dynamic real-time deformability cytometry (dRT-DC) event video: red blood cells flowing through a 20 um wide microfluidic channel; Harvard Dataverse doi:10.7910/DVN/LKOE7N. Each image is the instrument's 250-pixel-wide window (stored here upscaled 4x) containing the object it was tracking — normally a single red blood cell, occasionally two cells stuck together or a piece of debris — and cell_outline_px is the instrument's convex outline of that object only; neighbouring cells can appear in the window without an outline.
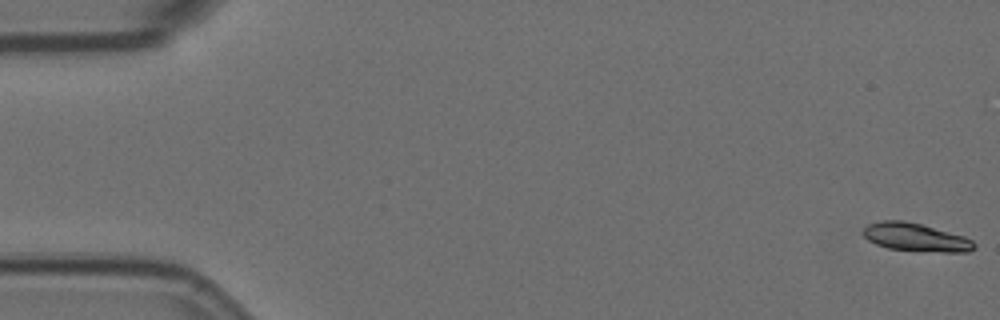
{"species": "Egyptian fruit bat (a non-hibernating species)", "species_latin": "Rousettus aegyptiacus", "temperature_condition": "room temperature", "stored_images_in_passage": 58, "camera_frame_rate_fps": 3000, "um_per_image_px": 0.085, "animal": {"sex": "female"}, "frame": {"image": 1, "passage_image": 1, "time_ms": 0.0, "image_size_px": [1000, 320], "cell_outline_px": [[976, 248], [968, 252], [944, 252], [888, 248], [876, 244], [868, 240], [860, 232], [868, 224], [880, 220], [904, 220], [920, 224], [964, 236], [972, 240], [976, 244]], "centroid_in_image_um": [77.82, 20.16], "position_along_channel_um": 7.2, "area_um2": 18.15}}
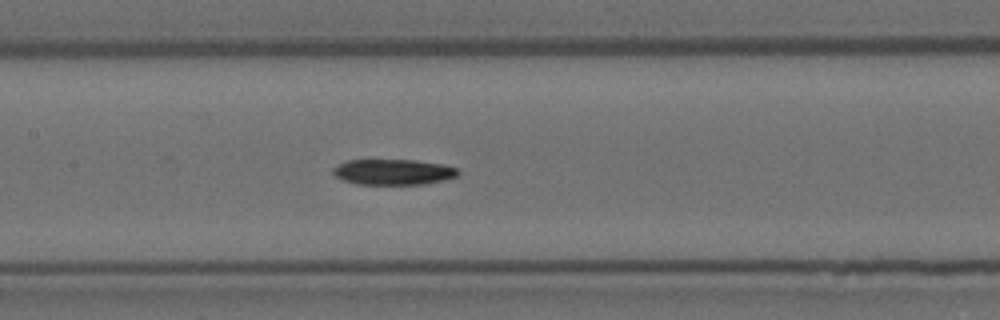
{"frame": {"image": 2, "passage_image": 27, "time_ms": 8.667, "image_size_px": [1000, 320], "cell_outline_px": [[460, 172], [456, 176], [444, 180], [424, 184], [356, 184], [344, 180], [336, 176], [332, 172], [332, 168], [348, 160], [416, 160], [444, 164], [456, 168]], "centroid_in_image_um": [33.44, 14.61], "position_along_channel_um": 174.0, "area_um2": 18.61}}
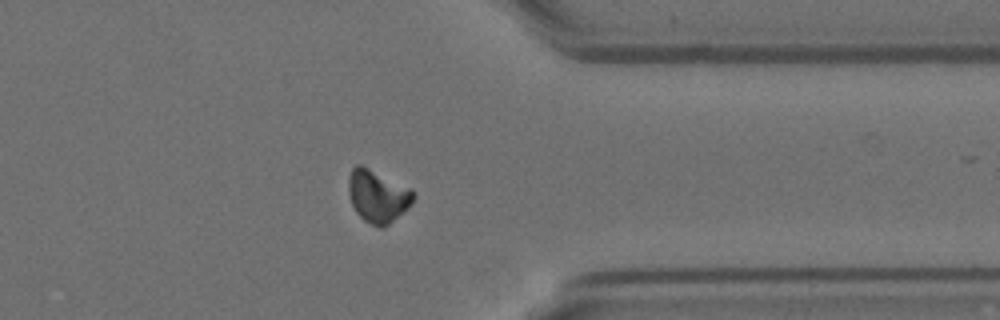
{"frame": {"image": 3, "passage_image": 45, "time_ms": 14.667, "image_size_px": [1000, 320], "cell_outline_px": [[416, 196], [412, 204], [408, 208], [384, 228], [380, 228], [364, 220], [356, 212], [352, 204], [348, 192], [348, 180], [352, 168], [356, 164], [360, 164], [416, 192]], "centroid_in_image_um": [32.1, 16.69], "position_along_channel_um": 379.3, "area_um2": 19.65}}